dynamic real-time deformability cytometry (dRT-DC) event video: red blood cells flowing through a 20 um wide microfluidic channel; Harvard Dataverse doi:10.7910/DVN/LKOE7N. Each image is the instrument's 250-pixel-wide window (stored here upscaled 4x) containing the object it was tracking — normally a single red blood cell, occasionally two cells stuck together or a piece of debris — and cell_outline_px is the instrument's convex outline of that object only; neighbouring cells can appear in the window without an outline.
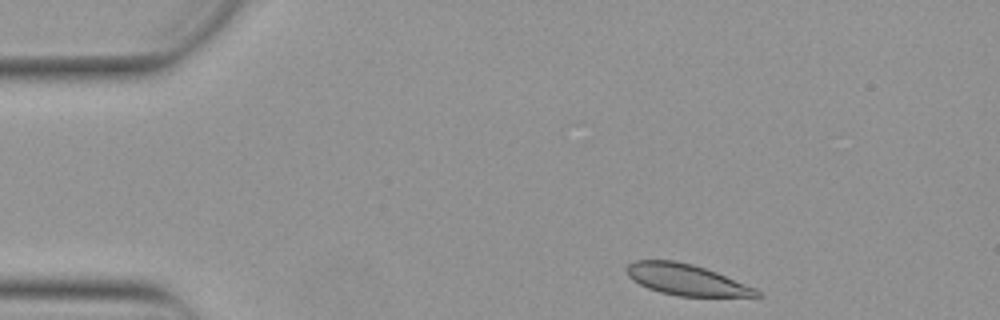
{"species": "Egyptian fruit bat (a non-hibernating species)", "species_latin": "Rousettus aegyptiacus", "temperature_condition": "warm", "stored_images_in_passage": 42, "camera_frame_rate_fps": 3000, "um_per_image_px": 0.085, "animal": {"sex": "female"}, "frame": {"image": 1, "passage_image": 2, "time_ms": 0.333, "image_size_px": [1000, 320], "cell_outline_px": [[764, 296], [676, 296], [660, 292], [648, 288], [632, 280], [628, 276], [624, 268], [632, 260], [676, 260], [692, 264], [716, 272], [756, 288]], "centroid_in_image_um": [58.29, 23.76], "position_along_channel_um": 26.7, "area_um2": 23.58}}
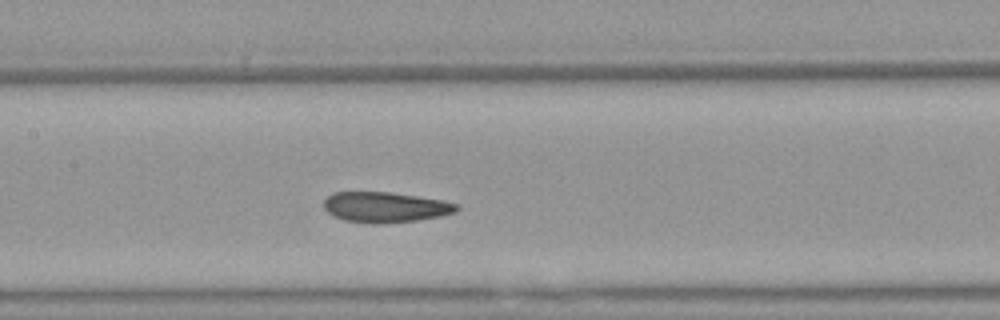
{"frame": {"image": 2, "passage_image": 19, "time_ms": 6.0, "image_size_px": [1000, 320], "cell_outline_px": [[460, 208], [456, 212], [440, 216], [416, 220], [376, 224], [372, 224], [344, 220], [328, 212], [324, 208], [324, 200], [332, 192], [392, 192], [440, 200], [460, 204]], "centroid_in_image_um": [32.76, 17.6], "position_along_channel_um": 174.6, "area_um2": 23.47}}
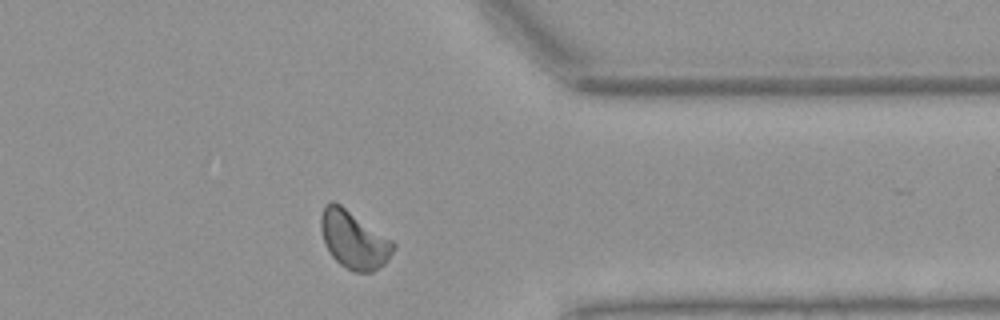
{"frame": {"image": 3, "passage_image": 36, "time_ms": 11.667, "image_size_px": [1000, 320], "cell_outline_px": [[396, 244], [388, 260], [384, 264], [372, 272], [352, 272], [340, 264], [332, 256], [324, 240], [320, 228], [320, 216], [324, 204], [332, 200], [340, 204], [392, 240]], "centroid_in_image_um": [30.06, 20.37], "position_along_channel_um": 381.3, "area_um2": 24.22}, "authors_computed_cell_mechanics": {"area_um2": 23.698, "velocity_mm_per_s": 3.8326, "shape_relaxation_time_tau1_ms": 4.5564, "shape_relaxation_time_tau2_ms": 2.6338, "deformation_change_tau1": 0.1196, "deformation_change_tau2": 0.0425}}